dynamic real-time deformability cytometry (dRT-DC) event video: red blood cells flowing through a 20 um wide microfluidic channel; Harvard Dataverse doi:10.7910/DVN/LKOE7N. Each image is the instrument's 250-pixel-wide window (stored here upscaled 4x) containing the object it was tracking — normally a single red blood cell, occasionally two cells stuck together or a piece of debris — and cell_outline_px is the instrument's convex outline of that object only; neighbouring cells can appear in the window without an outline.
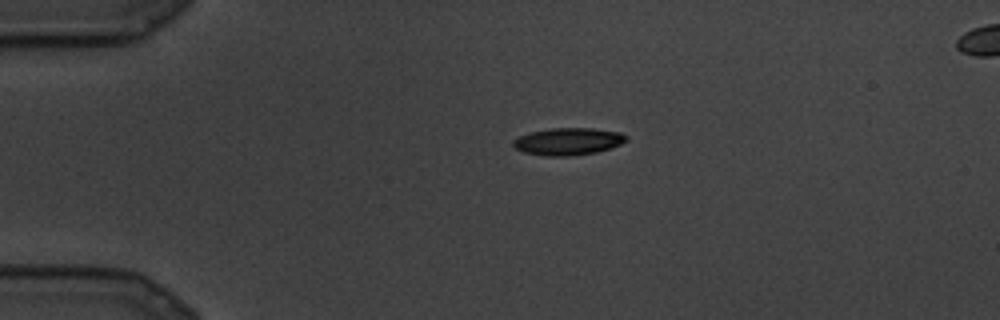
{"species": "common noctule bat (a hibernating species)", "species_latin": "Nyctalus noctula", "temperature_condition": "cold", "stored_images_in_passage": 7, "camera_frame_rate_fps": 3000, "um_per_image_px": 0.085, "animal": {"sex": "male", "body_mass_g": 19.5, "forearm_length_mm": 54.6}, "frame": {"image": 1, "passage_image": 1, "time_ms": 0.0, "image_size_px": [1000, 320], "cell_outline_px": [[628, 140], [620, 144], [596, 152], [568, 156], [544, 156], [524, 152], [516, 148], [512, 144], [512, 140], [520, 136], [532, 132], [552, 128], [592, 128], [620, 132], [628, 136]], "centroid_in_image_um": [48.29, 12.02], "position_along_channel_um": 36.7, "area_um2": 17.8}}
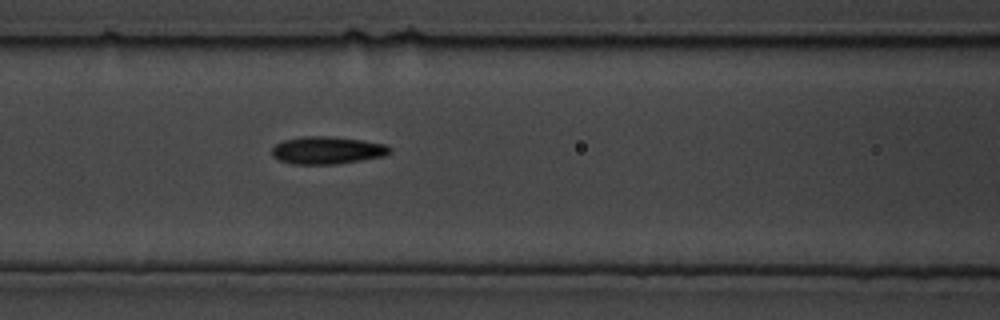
{"frame": {"image": 2, "passage_image": 7, "time_ms": 2.0, "image_size_px": [1000, 320], "cell_outline_px": [[392, 152], [384, 156], [336, 164], [292, 164], [280, 160], [272, 156], [272, 148], [276, 144], [284, 140], [300, 136], [332, 136], [388, 144], [392, 148]], "centroid_in_image_um": [27.83, 12.76], "position_along_channel_um": 138.8, "area_um2": 19.02}}